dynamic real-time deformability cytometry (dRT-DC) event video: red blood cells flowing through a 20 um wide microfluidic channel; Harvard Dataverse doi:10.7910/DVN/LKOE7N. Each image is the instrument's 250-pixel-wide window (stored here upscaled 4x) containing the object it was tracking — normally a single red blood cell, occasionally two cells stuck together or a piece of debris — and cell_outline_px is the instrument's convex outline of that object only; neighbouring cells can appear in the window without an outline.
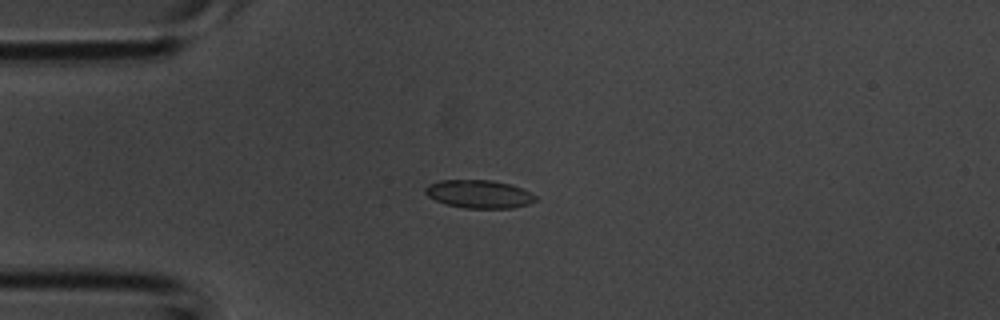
{"species": "common noctule bat (a hibernating species)", "species_latin": "Nyctalus noctula", "temperature_condition": "room temperature", "stored_images_in_passage": 3, "camera_frame_rate_fps": 3000, "um_per_image_px": 0.085, "animal": {"sex": "male", "body_mass_g": 20.1, "forearm_length_mm": 53.5}, "frame": {"image": 1, "passage_image": 2, "time_ms": 0.333, "image_size_px": [1000, 320], "cell_outline_px": [[536, 200], [528, 204], [512, 208], [464, 208], [444, 204], [428, 196], [424, 192], [424, 188], [428, 184], [440, 180], [492, 180], [512, 184], [536, 196]], "centroid_in_image_um": [40.68, 16.49], "position_along_channel_um": 44.3, "area_um2": 18.09}}
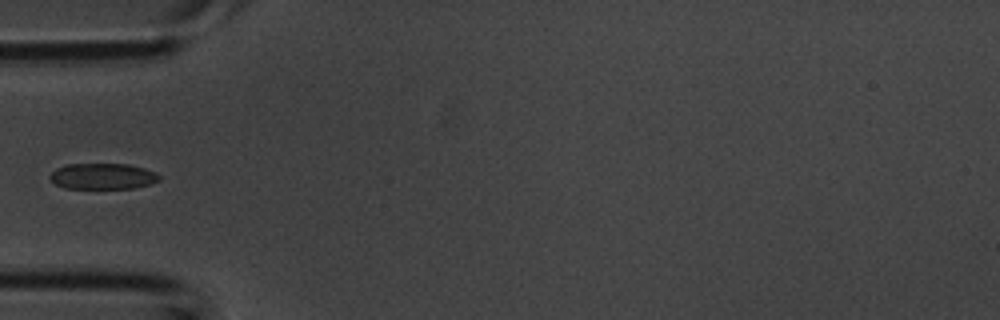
{"frame": {"image": 2, "passage_image": 3, "time_ms": 0.667, "image_size_px": [1000, 320], "cell_outline_px": [[160, 180], [152, 184], [132, 188], [64, 188], [56, 184], [48, 176], [56, 168], [68, 164], [128, 164], [144, 168], [156, 172], [160, 176]], "centroid_in_image_um": [8.76, 14.98], "position_along_channel_um": 76.2, "area_um2": 16.53}}